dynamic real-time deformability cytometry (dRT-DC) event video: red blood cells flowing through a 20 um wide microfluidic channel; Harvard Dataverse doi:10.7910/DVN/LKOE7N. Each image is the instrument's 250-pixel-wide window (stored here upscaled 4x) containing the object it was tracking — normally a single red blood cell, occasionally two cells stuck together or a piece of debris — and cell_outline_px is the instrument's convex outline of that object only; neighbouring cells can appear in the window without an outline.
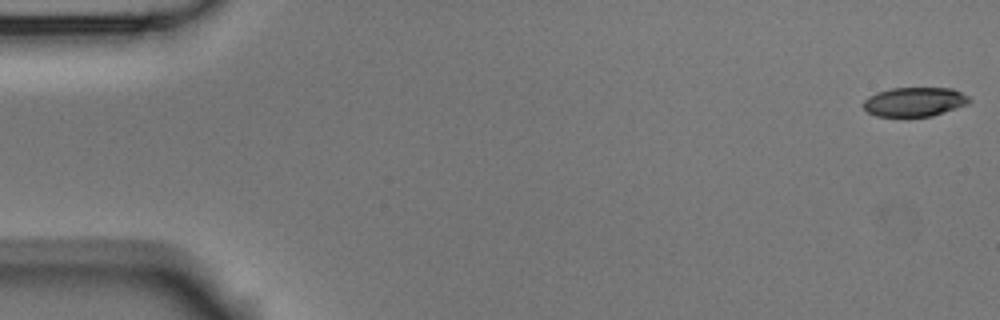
{"species": "Egyptian fruit bat (a non-hibernating species)", "species_latin": "Rousettus aegyptiacus", "temperature_condition": "room temperature", "stored_images_in_passage": 4, "camera_frame_rate_fps": 3000, "um_per_image_px": 0.085, "animal": {"sex": "male"}, "frame": {"image": 1, "passage_image": 1, "time_ms": 0.0, "image_size_px": [1000, 320], "cell_outline_px": [[972, 100], [968, 104], [932, 116], [904, 120], [876, 116], [868, 112], [864, 108], [864, 100], [868, 96], [876, 92], [892, 88], [952, 88], [968, 96]], "centroid_in_image_um": [77.7, 8.71], "position_along_channel_um": 7.3, "area_um2": 18.79}}
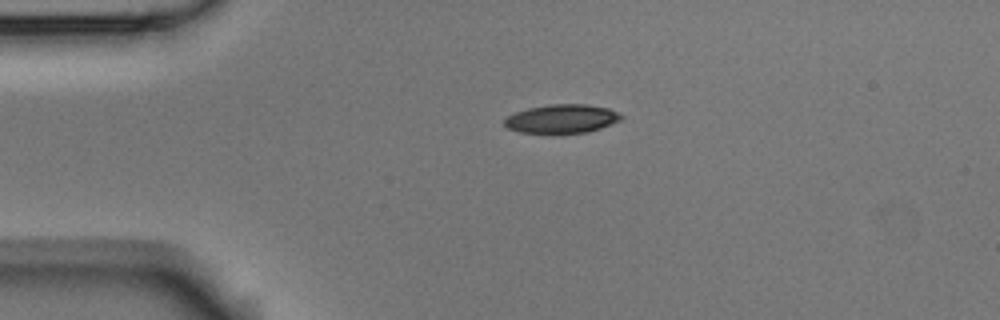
{"frame": {"image": 2, "passage_image": 3, "time_ms": 0.667, "image_size_px": [1000, 320], "cell_outline_px": [[624, 116], [620, 120], [612, 124], [588, 132], [552, 136], [520, 132], [508, 128], [504, 124], [504, 120], [508, 116], [516, 112], [528, 108], [548, 104], [588, 104], [608, 108]], "centroid_in_image_um": [47.74, 10.14], "position_along_channel_um": 37.3, "area_um2": 20.23}}